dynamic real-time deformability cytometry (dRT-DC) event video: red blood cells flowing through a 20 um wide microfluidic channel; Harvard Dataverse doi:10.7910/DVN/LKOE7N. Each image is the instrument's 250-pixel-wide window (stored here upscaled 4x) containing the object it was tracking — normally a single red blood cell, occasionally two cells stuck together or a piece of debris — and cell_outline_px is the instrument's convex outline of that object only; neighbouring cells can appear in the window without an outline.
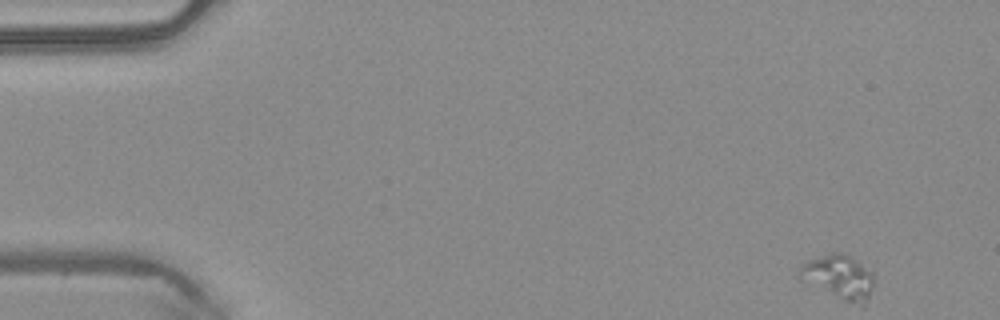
{"species": "common noctule bat (a hibernating species)", "species_latin": "Nyctalus noctula", "temperature_condition": "warm", "stored_images_in_passage": 49, "camera_frame_rate_fps": 3000, "um_per_image_px": 0.085, "animal": {"sex": "male", "body_mass_g": 20.4}, "frame": {"image": 1, "passage_image": 1, "time_ms": 0.0, "image_size_px": [1000, 320], "cell_outline_px": [[872, 288], [864, 304], [844, 300], [796, 272], [800, 264], [808, 260], [828, 252], [844, 252], [872, 272]], "centroid_in_image_um": [71.33, 23.45], "position_along_channel_um": 13.7, "area_um2": 17.92}}
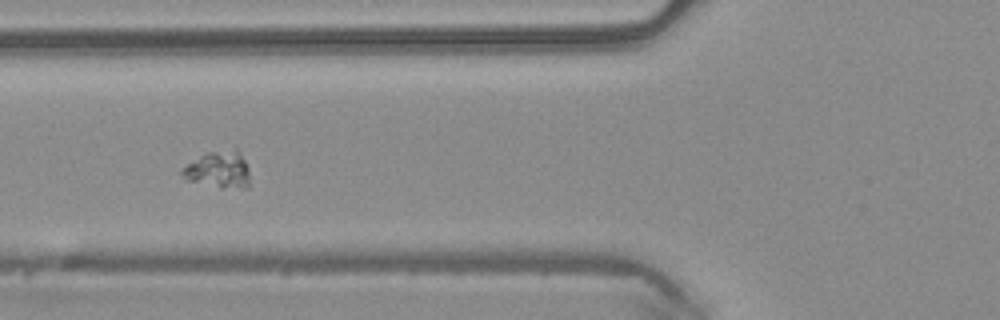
{"frame": {"image": 2, "passage_image": 17, "time_ms": 5.333, "image_size_px": [1000, 320], "cell_outline_px": [[248, 188], [220, 188], [188, 180], [180, 172], [188, 164], [200, 156], [208, 152], [236, 148], [240, 152], [248, 168]], "centroid_in_image_um": [18.61, 14.42], "position_along_channel_um": 107.2, "area_um2": 14.33}}
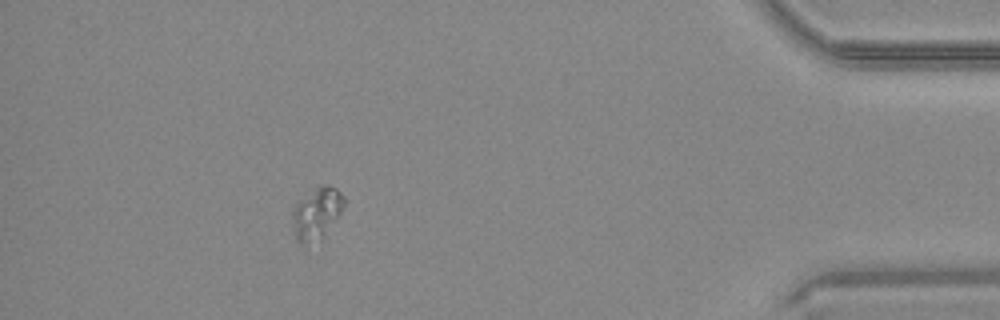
{"frame": {"image": 3, "passage_image": 43, "time_ms": 14.0, "image_size_px": [1000, 320], "cell_outline_px": [[344, 204], [336, 220], [324, 236], [320, 240], [300, 244], [296, 240], [292, 224], [292, 212], [296, 204], [316, 188], [324, 184], [328, 184], [336, 188], [344, 196]], "centroid_in_image_um": [26.92, 18.15], "position_along_channel_um": 408.3, "area_um2": 15.32}}